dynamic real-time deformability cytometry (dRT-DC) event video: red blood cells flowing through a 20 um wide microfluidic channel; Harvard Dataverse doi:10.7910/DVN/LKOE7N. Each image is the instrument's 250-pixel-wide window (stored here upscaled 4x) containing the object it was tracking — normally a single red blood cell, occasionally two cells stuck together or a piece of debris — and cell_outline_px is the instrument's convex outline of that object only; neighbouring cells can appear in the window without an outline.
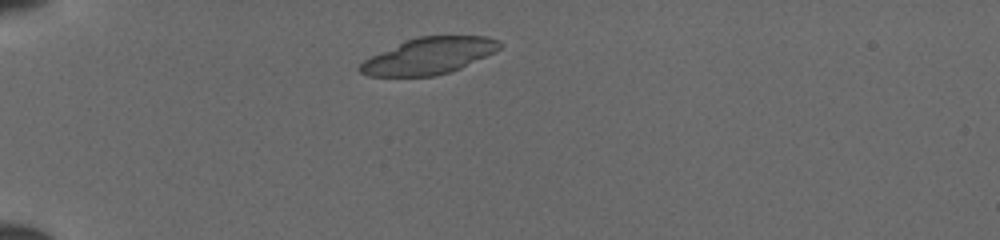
{"species": "common noctule bat (a hibernating species)", "species_latin": "Nyctalus noctula", "temperature_condition": "cold", "stored_images_in_passage": 36, "camera_frame_rate_fps": 3000, "um_per_image_px": 0.085, "animal": {"sex": "female", "body_mass_g": 19.5, "forearm_length_mm": 54.1}, "frame": {"image": 1, "passage_image": 1, "time_ms": 0.0, "image_size_px": [1000, 240], "cell_outline_px": [[500, 48], [496, 52], [452, 72], [436, 76], [368, 76], [360, 72], [356, 68], [364, 60], [404, 40], [416, 36], [484, 36], [500, 40]], "centroid_in_image_um": [36.47, 4.75], "position_along_channel_um": 48.5, "area_um2": 29.82}}